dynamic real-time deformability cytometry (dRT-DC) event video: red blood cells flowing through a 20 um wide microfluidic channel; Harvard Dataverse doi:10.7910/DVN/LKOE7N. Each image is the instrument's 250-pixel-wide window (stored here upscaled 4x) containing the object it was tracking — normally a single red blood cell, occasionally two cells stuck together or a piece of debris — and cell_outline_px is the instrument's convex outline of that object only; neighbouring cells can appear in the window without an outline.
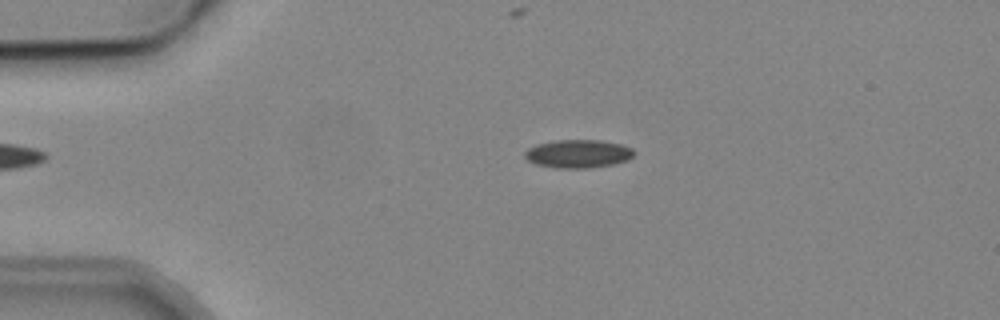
{"species": "common noctule bat (a hibernating species)", "species_latin": "Nyctalus noctula", "temperature_condition": "cold", "stored_images_in_passage": 4, "camera_frame_rate_fps": 3000, "um_per_image_px": 0.085, "animal": {"sex": "male", "body_mass_g": 19.2, "forearm_length_mm": 51.8}, "frame": {"image": 1, "passage_image": 3, "time_ms": 2.333, "image_size_px": [1000, 320], "cell_outline_px": [[636, 152], [628, 160], [612, 164], [588, 168], [556, 168], [536, 164], [528, 160], [524, 156], [524, 152], [528, 148], [536, 144], [556, 140], [600, 140], [620, 144], [632, 148]], "centroid_in_image_um": [49.13, 13.06], "position_along_channel_um": 35.9, "area_um2": 17.98}}